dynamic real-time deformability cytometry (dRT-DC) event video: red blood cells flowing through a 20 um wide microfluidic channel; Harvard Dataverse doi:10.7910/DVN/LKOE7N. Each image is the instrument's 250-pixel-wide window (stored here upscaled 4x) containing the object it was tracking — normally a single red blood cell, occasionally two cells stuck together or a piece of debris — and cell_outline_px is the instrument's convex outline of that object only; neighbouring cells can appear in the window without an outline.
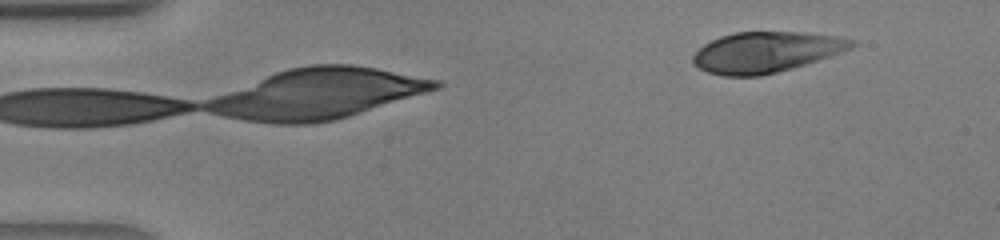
{"species": "human", "species_latin": "Homo sapiens", "temperature_condition": "warm", "stored_images_in_passage": 2, "camera_frame_rate_fps": 3000, "um_per_image_px": 0.085, "donor": {"sex": "male"}, "frame": {"image": 1, "passage_image": 2, "time_ms": 0.333, "image_size_px": [1000, 240], "cell_outline_px": [[856, 44], [852, 48], [844, 52], [804, 64], [776, 72], [760, 76], [724, 76], [708, 72], [692, 64], [692, 56], [704, 44], [720, 36], [732, 32], [804, 32], [836, 36], [856, 40]], "centroid_in_image_um": [65.12, 4.42], "position_along_channel_um": 19.9, "area_um2": 37.57}}